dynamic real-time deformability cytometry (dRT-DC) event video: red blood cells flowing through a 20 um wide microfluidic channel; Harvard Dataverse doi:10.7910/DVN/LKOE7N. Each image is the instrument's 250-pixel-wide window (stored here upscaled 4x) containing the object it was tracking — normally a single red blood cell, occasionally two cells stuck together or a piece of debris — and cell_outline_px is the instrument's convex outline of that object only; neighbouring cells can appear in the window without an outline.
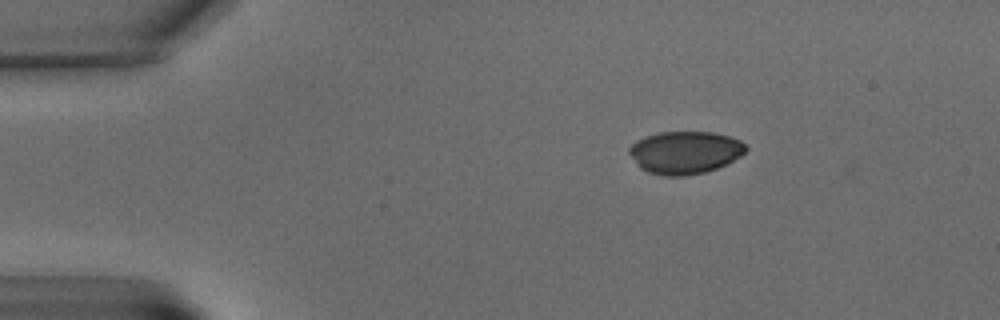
{"species": "common noctule bat (a hibernating species)", "species_latin": "Nyctalus noctula", "temperature_condition": "warm", "stored_images_in_passage": 4, "camera_frame_rate_fps": 3000, "um_per_image_px": 0.085, "animal": {"sex": "male", "body_mass_g": 15.6}, "frame": {"image": 1, "passage_image": 1, "time_ms": 0.0, "image_size_px": [1000, 320], "cell_outline_px": [[748, 148], [740, 156], [716, 168], [704, 172], [684, 176], [664, 176], [648, 172], [640, 168], [628, 152], [628, 148], [636, 140], [660, 132], [712, 132], [728, 136], [740, 140], [748, 144]], "centroid_in_image_um": [58.22, 12.95], "position_along_channel_um": 26.8, "area_um2": 28.84}}
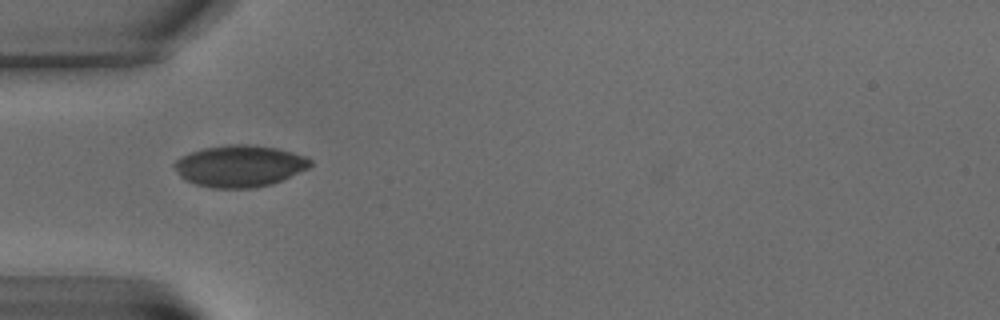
{"frame": {"image": 2, "passage_image": 2, "time_ms": 3.667, "image_size_px": [1000, 320], "cell_outline_px": [[312, 164], [308, 168], [272, 184], [252, 188], [212, 188], [196, 184], [180, 176], [172, 164], [180, 156], [204, 148], [228, 144], [248, 144], [276, 148], [308, 156], [312, 160]], "centroid_in_image_um": [20.38, 14.1], "position_along_channel_um": 64.6, "area_um2": 32.95}}
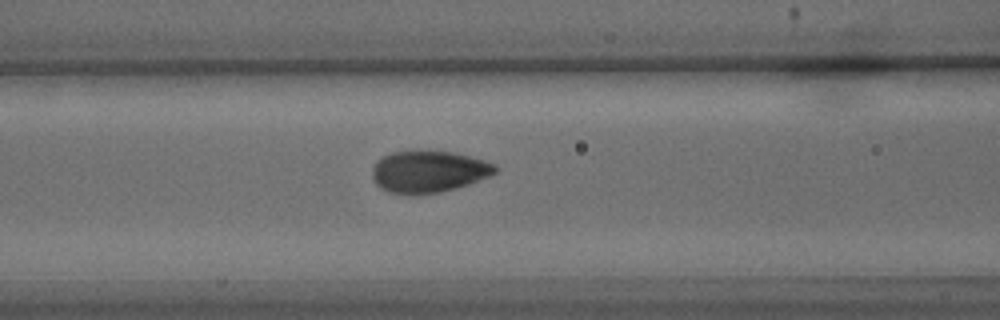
{"frame": {"image": 3, "passage_image": 4, "time_ms": 6.0, "image_size_px": [1000, 320], "cell_outline_px": [[500, 168], [496, 172], [488, 176], [468, 184], [456, 188], [440, 192], [388, 192], [380, 188], [376, 184], [372, 176], [372, 168], [376, 160], [392, 152], [452, 152], [484, 160], [496, 164]], "centroid_in_image_um": [36.44, 14.57], "position_along_channel_um": 130.2, "area_um2": 29.19}}